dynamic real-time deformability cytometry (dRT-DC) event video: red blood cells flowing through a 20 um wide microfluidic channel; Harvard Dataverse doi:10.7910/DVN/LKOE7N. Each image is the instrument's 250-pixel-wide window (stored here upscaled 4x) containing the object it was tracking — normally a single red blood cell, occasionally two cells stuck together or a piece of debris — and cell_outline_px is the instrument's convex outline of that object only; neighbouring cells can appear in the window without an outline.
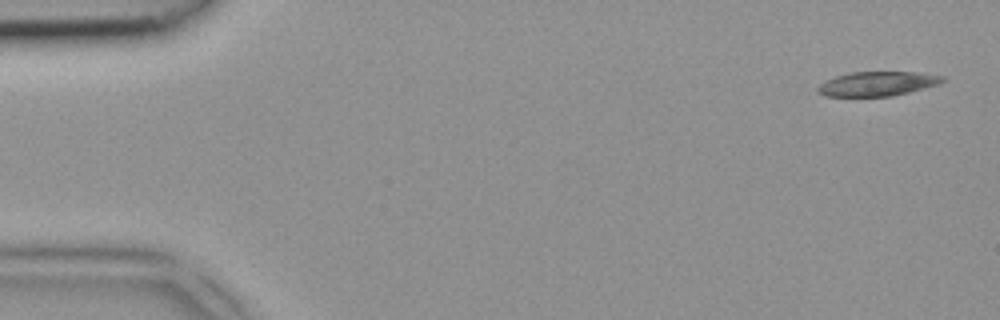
{"species": "common noctule bat (a hibernating species)", "species_latin": "Nyctalus noctula", "temperature_condition": "room temperature", "stored_images_in_passage": 4, "camera_frame_rate_fps": 3000, "um_per_image_px": 0.085, "animal": {"sex": "female", "body_mass_g": 18.4}, "frame": {"image": 1, "passage_image": 1, "time_ms": 0.0, "image_size_px": [1000, 320], "cell_outline_px": [[944, 80], [940, 84], [892, 96], [824, 96], [816, 92], [816, 88], [824, 80], [836, 76], [852, 72], [916, 72], [944, 76]], "centroid_in_image_um": [74.54, 7.12], "position_along_channel_um": 10.5, "area_um2": 17.74}}
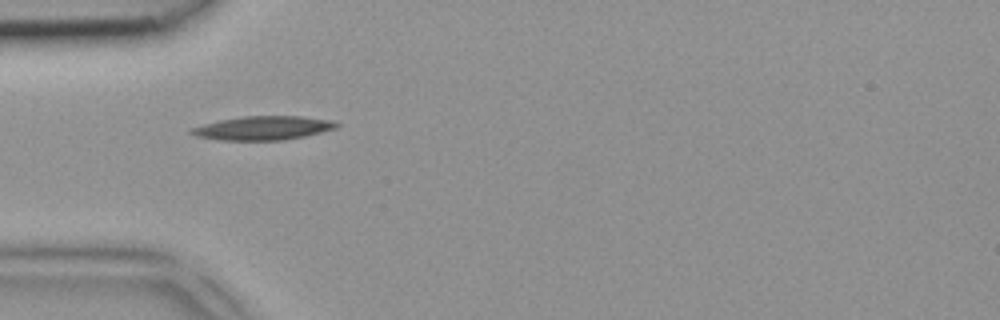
{"frame": {"image": 2, "passage_image": 4, "time_ms": 1.0, "image_size_px": [1000, 320], "cell_outline_px": [[340, 124], [336, 128], [304, 136], [284, 140], [220, 140], [196, 136], [188, 132], [192, 128], [204, 124], [220, 120], [244, 116], [300, 116], [332, 120]], "centroid_in_image_um": [22.37, 10.88], "position_along_channel_um": 62.6, "area_um2": 20.0}}